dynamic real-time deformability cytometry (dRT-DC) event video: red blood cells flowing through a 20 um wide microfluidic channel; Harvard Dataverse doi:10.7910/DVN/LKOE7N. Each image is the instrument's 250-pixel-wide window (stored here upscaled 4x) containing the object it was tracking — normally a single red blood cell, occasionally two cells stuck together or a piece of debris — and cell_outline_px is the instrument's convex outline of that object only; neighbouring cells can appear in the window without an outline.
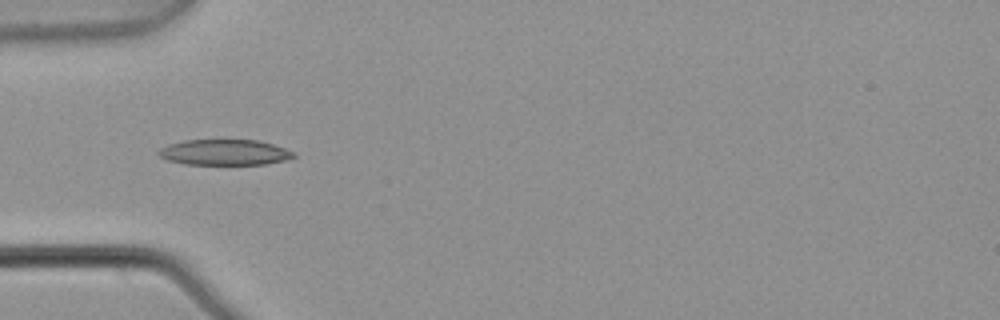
{"species": "common noctule bat (a hibernating species)", "species_latin": "Nyctalus noctula", "temperature_condition": "warm", "stored_images_in_passage": 5, "camera_frame_rate_fps": 3000, "um_per_image_px": 0.085, "animal": {"sex": "male", "body_mass_g": 21.5, "forearm_length_mm": 52.0}, "frame": {"image": 1, "passage_image": 4, "time_ms": 1.0, "image_size_px": [1000, 320], "cell_outline_px": [[296, 156], [284, 160], [264, 164], [184, 164], [168, 160], [160, 156], [156, 152], [160, 148], [168, 144], [184, 140], [256, 140], [272, 144], [296, 152]], "centroid_in_image_um": [19.07, 12.94], "position_along_channel_um": 65.9, "area_um2": 20.11}}
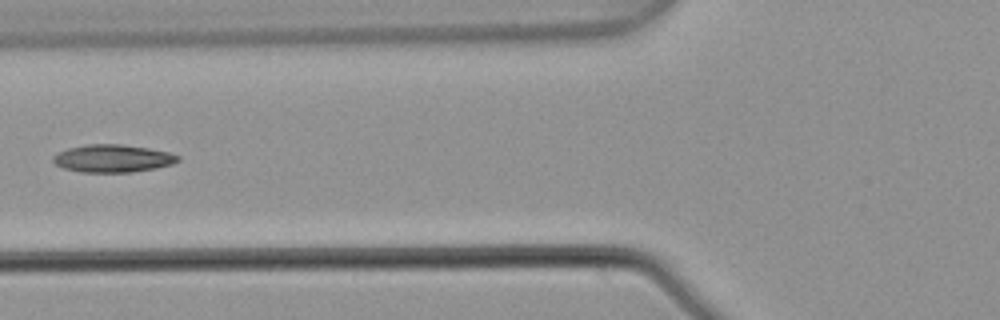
{"frame": {"image": 2, "passage_image": 5, "time_ms": 1.333, "image_size_px": [1000, 320], "cell_outline_px": [[180, 160], [172, 164], [156, 168], [132, 172], [80, 172], [64, 168], [56, 164], [52, 160], [52, 156], [56, 152], [68, 148], [88, 144], [120, 144], [148, 148], [168, 152], [180, 156]], "centroid_in_image_um": [9.56, 13.46], "position_along_channel_um": 116.2, "area_um2": 20.17}}